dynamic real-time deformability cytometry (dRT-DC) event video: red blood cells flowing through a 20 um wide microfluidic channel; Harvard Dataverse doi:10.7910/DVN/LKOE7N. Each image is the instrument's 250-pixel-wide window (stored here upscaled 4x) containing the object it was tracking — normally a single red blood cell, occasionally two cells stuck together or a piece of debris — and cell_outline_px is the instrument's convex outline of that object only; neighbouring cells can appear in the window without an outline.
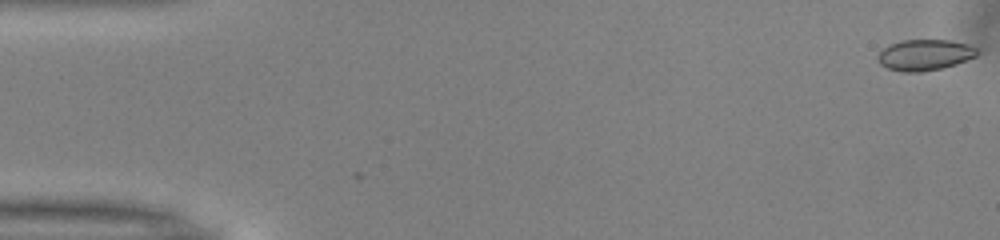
{"species": "common noctule bat (a hibernating species)", "species_latin": "Nyctalus noctula", "temperature_condition": "warm", "stored_images_in_passage": 4, "camera_frame_rate_fps": 3000, "um_per_image_px": 0.085, "animal": {"sex": "male", "body_mass_g": 13.0, "forearm_length_mm": 53.1}, "frame": {"image": 1, "passage_image": 1, "time_ms": 0.0, "image_size_px": [1000, 240], "cell_outline_px": [[980, 52], [976, 56], [956, 64], [940, 68], [920, 72], [904, 72], [888, 68], [880, 64], [876, 60], [876, 56], [888, 44], [900, 40], [952, 40], [968, 44], [976, 48]], "centroid_in_image_um": [78.58, 4.66], "position_along_channel_um": 6.4, "area_um2": 18.03}}
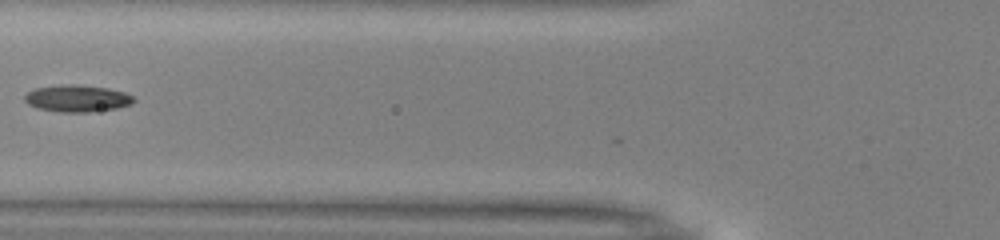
{"frame": {"image": 2, "passage_image": 3, "time_ms": 0.667, "image_size_px": [1000, 240], "cell_outline_px": [[136, 100], [128, 104], [116, 108], [88, 112], [60, 112], [36, 108], [28, 104], [24, 100], [24, 96], [28, 92], [36, 88], [76, 84], [108, 88], [124, 92], [132, 96]], "centroid_in_image_um": [6.54, 8.37], "position_along_channel_um": 119.3, "area_um2": 16.82}}